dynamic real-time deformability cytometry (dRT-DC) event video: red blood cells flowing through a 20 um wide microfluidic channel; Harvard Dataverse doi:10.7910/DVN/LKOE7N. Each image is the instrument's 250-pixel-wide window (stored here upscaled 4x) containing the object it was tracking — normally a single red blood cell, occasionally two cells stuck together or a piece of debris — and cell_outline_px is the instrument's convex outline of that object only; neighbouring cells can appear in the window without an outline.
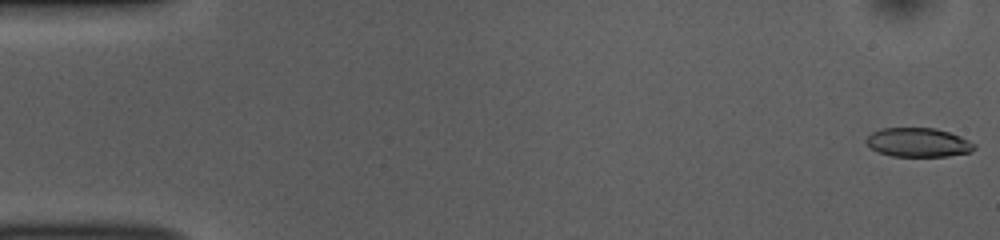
{"species": "common noctule bat (a hibernating species)", "species_latin": "Nyctalus noctula", "temperature_condition": "room temperature", "stored_images_in_passage": 52, "camera_frame_rate_fps": 3000, "um_per_image_px": 0.085, "animal": {"sex": "female", "body_mass_g": 10.0, "forearm_length_mm": 53.1}, "frame": {"image": 1, "passage_image": 1, "time_ms": 0.0, "image_size_px": [1000, 240], "cell_outline_px": [[976, 148], [972, 152], [948, 156], [892, 156], [880, 152], [872, 148], [864, 140], [872, 132], [880, 128], [936, 128], [960, 136], [976, 144]], "centroid_in_image_um": [78.07, 12.1], "position_along_channel_um": 6.9, "area_um2": 18.26}}
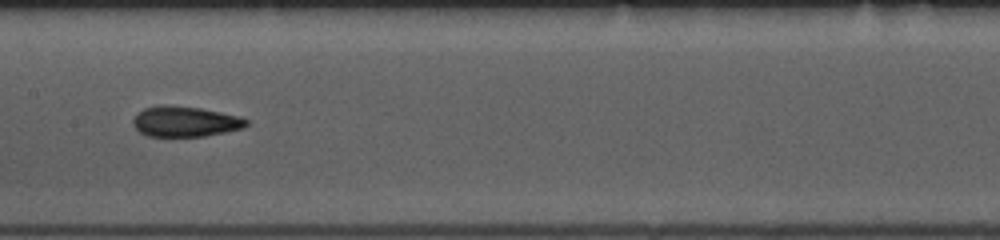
{"frame": {"image": 2, "passage_image": 26, "time_ms": 8.333, "image_size_px": [1000, 240], "cell_outline_px": [[248, 124], [244, 128], [204, 136], [148, 136], [140, 132], [132, 124], [132, 120], [144, 108], [160, 104], [164, 104], [200, 108], [240, 116], [248, 120]], "centroid_in_image_um": [15.74, 10.32], "position_along_channel_um": 191.7, "area_um2": 20.06}}
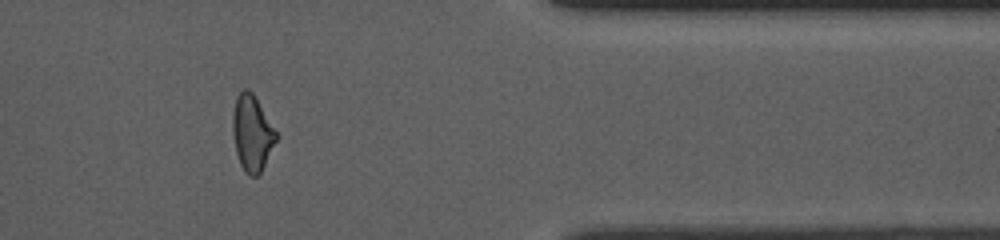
{"frame": {"image": 3, "passage_image": 43, "time_ms": 14.0, "image_size_px": [1000, 240], "cell_outline_px": [[276, 140], [260, 172], [256, 176], [248, 176], [244, 172], [240, 164], [236, 152], [232, 132], [232, 112], [236, 96], [244, 88], [248, 88], [252, 92], [276, 132]], "centroid_in_image_um": [21.37, 11.3], "position_along_channel_um": 390.0, "area_um2": 18.9}, "authors_computed_cell_mechanics": {"area_um2": 19.652, "velocity_mm_per_s": 3.8786, "shape_relaxation_time_tau1_ms": 3.9932, "shape_relaxation_time_tau2_ms": 2.34, "deformation_change_tau1": 0.167, "deformation_change_tau2": 0.1081}}